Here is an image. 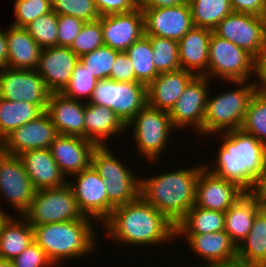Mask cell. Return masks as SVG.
Instances as JSON below:
<instances>
[{
	"mask_svg": "<svg viewBox=\"0 0 266 267\" xmlns=\"http://www.w3.org/2000/svg\"><path fill=\"white\" fill-rule=\"evenodd\" d=\"M102 225L107 230L105 237L125 245L143 247L176 238L175 224L141 196L115 207Z\"/></svg>",
	"mask_w": 266,
	"mask_h": 267,
	"instance_id": "cell-1",
	"label": "cell"
},
{
	"mask_svg": "<svg viewBox=\"0 0 266 267\" xmlns=\"http://www.w3.org/2000/svg\"><path fill=\"white\" fill-rule=\"evenodd\" d=\"M222 139L215 165L204 167L212 174L249 193L266 162V146L241 129L215 133ZM212 167V169H211Z\"/></svg>",
	"mask_w": 266,
	"mask_h": 267,
	"instance_id": "cell-2",
	"label": "cell"
},
{
	"mask_svg": "<svg viewBox=\"0 0 266 267\" xmlns=\"http://www.w3.org/2000/svg\"><path fill=\"white\" fill-rule=\"evenodd\" d=\"M197 166L140 178V196L176 225L195 204Z\"/></svg>",
	"mask_w": 266,
	"mask_h": 267,
	"instance_id": "cell-3",
	"label": "cell"
},
{
	"mask_svg": "<svg viewBox=\"0 0 266 267\" xmlns=\"http://www.w3.org/2000/svg\"><path fill=\"white\" fill-rule=\"evenodd\" d=\"M95 220L84 217L73 221L34 225V242L47 254L52 263L80 259L97 250ZM62 261V262H61ZM59 263V264H58Z\"/></svg>",
	"mask_w": 266,
	"mask_h": 267,
	"instance_id": "cell-4",
	"label": "cell"
},
{
	"mask_svg": "<svg viewBox=\"0 0 266 267\" xmlns=\"http://www.w3.org/2000/svg\"><path fill=\"white\" fill-rule=\"evenodd\" d=\"M238 88L218 94L214 97L208 94L203 129L199 134L213 135L242 127L248 103L257 91L255 83L251 81H231ZM242 86V87H240ZM212 97V98H210Z\"/></svg>",
	"mask_w": 266,
	"mask_h": 267,
	"instance_id": "cell-5",
	"label": "cell"
},
{
	"mask_svg": "<svg viewBox=\"0 0 266 267\" xmlns=\"http://www.w3.org/2000/svg\"><path fill=\"white\" fill-rule=\"evenodd\" d=\"M109 146H97L92 153L91 166L103 179L108 201L114 206L124 205L136 200L140 196V178L127 170L112 154Z\"/></svg>",
	"mask_w": 266,
	"mask_h": 267,
	"instance_id": "cell-6",
	"label": "cell"
},
{
	"mask_svg": "<svg viewBox=\"0 0 266 267\" xmlns=\"http://www.w3.org/2000/svg\"><path fill=\"white\" fill-rule=\"evenodd\" d=\"M32 227L82 219L71 186L36 190L27 210L21 215Z\"/></svg>",
	"mask_w": 266,
	"mask_h": 267,
	"instance_id": "cell-7",
	"label": "cell"
},
{
	"mask_svg": "<svg viewBox=\"0 0 266 267\" xmlns=\"http://www.w3.org/2000/svg\"><path fill=\"white\" fill-rule=\"evenodd\" d=\"M127 129H133V141L143 156L150 161L157 162L158 157L164 152L170 133L176 130L167 111L159 110L146 105L127 124Z\"/></svg>",
	"mask_w": 266,
	"mask_h": 267,
	"instance_id": "cell-8",
	"label": "cell"
},
{
	"mask_svg": "<svg viewBox=\"0 0 266 267\" xmlns=\"http://www.w3.org/2000/svg\"><path fill=\"white\" fill-rule=\"evenodd\" d=\"M254 73V57L246 50L212 32L208 52V69L204 75L228 81H248ZM250 77V78H249Z\"/></svg>",
	"mask_w": 266,
	"mask_h": 267,
	"instance_id": "cell-9",
	"label": "cell"
},
{
	"mask_svg": "<svg viewBox=\"0 0 266 267\" xmlns=\"http://www.w3.org/2000/svg\"><path fill=\"white\" fill-rule=\"evenodd\" d=\"M89 102L112 109L127 124L147 105V86L141 82L99 80Z\"/></svg>",
	"mask_w": 266,
	"mask_h": 267,
	"instance_id": "cell-10",
	"label": "cell"
},
{
	"mask_svg": "<svg viewBox=\"0 0 266 267\" xmlns=\"http://www.w3.org/2000/svg\"><path fill=\"white\" fill-rule=\"evenodd\" d=\"M73 175L74 181L67 183L72 188L79 210L83 216L98 221L102 226L115 208L108 201L103 179L92 166Z\"/></svg>",
	"mask_w": 266,
	"mask_h": 267,
	"instance_id": "cell-11",
	"label": "cell"
},
{
	"mask_svg": "<svg viewBox=\"0 0 266 267\" xmlns=\"http://www.w3.org/2000/svg\"><path fill=\"white\" fill-rule=\"evenodd\" d=\"M213 32L255 57L266 41V17L232 12L219 22Z\"/></svg>",
	"mask_w": 266,
	"mask_h": 267,
	"instance_id": "cell-12",
	"label": "cell"
},
{
	"mask_svg": "<svg viewBox=\"0 0 266 267\" xmlns=\"http://www.w3.org/2000/svg\"><path fill=\"white\" fill-rule=\"evenodd\" d=\"M51 92L36 70L0 69V97L8 101L24 100L46 110Z\"/></svg>",
	"mask_w": 266,
	"mask_h": 267,
	"instance_id": "cell-13",
	"label": "cell"
},
{
	"mask_svg": "<svg viewBox=\"0 0 266 267\" xmlns=\"http://www.w3.org/2000/svg\"><path fill=\"white\" fill-rule=\"evenodd\" d=\"M211 79L195 76L184 89L179 99L168 112L174 128L185 129L190 126L199 133L203 122ZM209 83V84H208Z\"/></svg>",
	"mask_w": 266,
	"mask_h": 267,
	"instance_id": "cell-14",
	"label": "cell"
},
{
	"mask_svg": "<svg viewBox=\"0 0 266 267\" xmlns=\"http://www.w3.org/2000/svg\"><path fill=\"white\" fill-rule=\"evenodd\" d=\"M35 189L19 156L0 150V195L21 216L33 200Z\"/></svg>",
	"mask_w": 266,
	"mask_h": 267,
	"instance_id": "cell-15",
	"label": "cell"
},
{
	"mask_svg": "<svg viewBox=\"0 0 266 267\" xmlns=\"http://www.w3.org/2000/svg\"><path fill=\"white\" fill-rule=\"evenodd\" d=\"M58 132L44 111L36 119L13 130L0 142V150L18 156L28 150L49 149Z\"/></svg>",
	"mask_w": 266,
	"mask_h": 267,
	"instance_id": "cell-16",
	"label": "cell"
},
{
	"mask_svg": "<svg viewBox=\"0 0 266 267\" xmlns=\"http://www.w3.org/2000/svg\"><path fill=\"white\" fill-rule=\"evenodd\" d=\"M141 9L146 36L168 38L178 42L193 27L189 4Z\"/></svg>",
	"mask_w": 266,
	"mask_h": 267,
	"instance_id": "cell-17",
	"label": "cell"
},
{
	"mask_svg": "<svg viewBox=\"0 0 266 267\" xmlns=\"http://www.w3.org/2000/svg\"><path fill=\"white\" fill-rule=\"evenodd\" d=\"M104 45L125 52L144 35V16L138 6L126 13L101 16Z\"/></svg>",
	"mask_w": 266,
	"mask_h": 267,
	"instance_id": "cell-18",
	"label": "cell"
},
{
	"mask_svg": "<svg viewBox=\"0 0 266 267\" xmlns=\"http://www.w3.org/2000/svg\"><path fill=\"white\" fill-rule=\"evenodd\" d=\"M79 57L70 47L42 48L36 71L51 93H61L68 85Z\"/></svg>",
	"mask_w": 266,
	"mask_h": 267,
	"instance_id": "cell-19",
	"label": "cell"
},
{
	"mask_svg": "<svg viewBox=\"0 0 266 267\" xmlns=\"http://www.w3.org/2000/svg\"><path fill=\"white\" fill-rule=\"evenodd\" d=\"M244 194L236 184L215 176L204 167L197 180L194 205L226 212Z\"/></svg>",
	"mask_w": 266,
	"mask_h": 267,
	"instance_id": "cell-20",
	"label": "cell"
},
{
	"mask_svg": "<svg viewBox=\"0 0 266 267\" xmlns=\"http://www.w3.org/2000/svg\"><path fill=\"white\" fill-rule=\"evenodd\" d=\"M96 147V144L83 137L58 135L49 149L60 171L66 177L89 168Z\"/></svg>",
	"mask_w": 266,
	"mask_h": 267,
	"instance_id": "cell-21",
	"label": "cell"
},
{
	"mask_svg": "<svg viewBox=\"0 0 266 267\" xmlns=\"http://www.w3.org/2000/svg\"><path fill=\"white\" fill-rule=\"evenodd\" d=\"M51 93L45 112L50 117L59 135L84 138L85 102Z\"/></svg>",
	"mask_w": 266,
	"mask_h": 267,
	"instance_id": "cell-22",
	"label": "cell"
},
{
	"mask_svg": "<svg viewBox=\"0 0 266 267\" xmlns=\"http://www.w3.org/2000/svg\"><path fill=\"white\" fill-rule=\"evenodd\" d=\"M196 75L184 69L160 73L147 85V105L169 112Z\"/></svg>",
	"mask_w": 266,
	"mask_h": 267,
	"instance_id": "cell-23",
	"label": "cell"
},
{
	"mask_svg": "<svg viewBox=\"0 0 266 267\" xmlns=\"http://www.w3.org/2000/svg\"><path fill=\"white\" fill-rule=\"evenodd\" d=\"M18 156L35 190L57 188L68 182L50 149L28 150Z\"/></svg>",
	"mask_w": 266,
	"mask_h": 267,
	"instance_id": "cell-24",
	"label": "cell"
},
{
	"mask_svg": "<svg viewBox=\"0 0 266 267\" xmlns=\"http://www.w3.org/2000/svg\"><path fill=\"white\" fill-rule=\"evenodd\" d=\"M84 117V139L92 141L97 146H106L105 141L110 136L114 138L123 131H128L120 117L106 106L86 101Z\"/></svg>",
	"mask_w": 266,
	"mask_h": 267,
	"instance_id": "cell-25",
	"label": "cell"
},
{
	"mask_svg": "<svg viewBox=\"0 0 266 267\" xmlns=\"http://www.w3.org/2000/svg\"><path fill=\"white\" fill-rule=\"evenodd\" d=\"M212 30L193 26L179 41L181 69L204 76L208 69V52ZM197 72V73H196Z\"/></svg>",
	"mask_w": 266,
	"mask_h": 267,
	"instance_id": "cell-26",
	"label": "cell"
},
{
	"mask_svg": "<svg viewBox=\"0 0 266 267\" xmlns=\"http://www.w3.org/2000/svg\"><path fill=\"white\" fill-rule=\"evenodd\" d=\"M185 236L188 247L194 254L209 264L223 262L237 257V246L224 231L213 233H176V237Z\"/></svg>",
	"mask_w": 266,
	"mask_h": 267,
	"instance_id": "cell-27",
	"label": "cell"
},
{
	"mask_svg": "<svg viewBox=\"0 0 266 267\" xmlns=\"http://www.w3.org/2000/svg\"><path fill=\"white\" fill-rule=\"evenodd\" d=\"M6 29L7 67L36 70L42 48L32 38L25 27L10 25Z\"/></svg>",
	"mask_w": 266,
	"mask_h": 267,
	"instance_id": "cell-28",
	"label": "cell"
},
{
	"mask_svg": "<svg viewBox=\"0 0 266 267\" xmlns=\"http://www.w3.org/2000/svg\"><path fill=\"white\" fill-rule=\"evenodd\" d=\"M19 218L18 221L13 215H6L0 221L1 259L12 260L34 242L32 226L22 216Z\"/></svg>",
	"mask_w": 266,
	"mask_h": 267,
	"instance_id": "cell-29",
	"label": "cell"
},
{
	"mask_svg": "<svg viewBox=\"0 0 266 267\" xmlns=\"http://www.w3.org/2000/svg\"><path fill=\"white\" fill-rule=\"evenodd\" d=\"M259 212V203L249 193H245L225 212L224 231L236 246L248 235Z\"/></svg>",
	"mask_w": 266,
	"mask_h": 267,
	"instance_id": "cell-30",
	"label": "cell"
},
{
	"mask_svg": "<svg viewBox=\"0 0 266 267\" xmlns=\"http://www.w3.org/2000/svg\"><path fill=\"white\" fill-rule=\"evenodd\" d=\"M44 111L24 100L8 101L0 97V142L13 130L36 119Z\"/></svg>",
	"mask_w": 266,
	"mask_h": 267,
	"instance_id": "cell-31",
	"label": "cell"
},
{
	"mask_svg": "<svg viewBox=\"0 0 266 267\" xmlns=\"http://www.w3.org/2000/svg\"><path fill=\"white\" fill-rule=\"evenodd\" d=\"M176 233H213L225 229V212L193 206L175 225Z\"/></svg>",
	"mask_w": 266,
	"mask_h": 267,
	"instance_id": "cell-32",
	"label": "cell"
},
{
	"mask_svg": "<svg viewBox=\"0 0 266 267\" xmlns=\"http://www.w3.org/2000/svg\"><path fill=\"white\" fill-rule=\"evenodd\" d=\"M237 257L256 264L266 263V216L261 211L248 235L238 244Z\"/></svg>",
	"mask_w": 266,
	"mask_h": 267,
	"instance_id": "cell-33",
	"label": "cell"
},
{
	"mask_svg": "<svg viewBox=\"0 0 266 267\" xmlns=\"http://www.w3.org/2000/svg\"><path fill=\"white\" fill-rule=\"evenodd\" d=\"M189 6L193 26L212 31L233 12L230 0H190Z\"/></svg>",
	"mask_w": 266,
	"mask_h": 267,
	"instance_id": "cell-34",
	"label": "cell"
},
{
	"mask_svg": "<svg viewBox=\"0 0 266 267\" xmlns=\"http://www.w3.org/2000/svg\"><path fill=\"white\" fill-rule=\"evenodd\" d=\"M125 53L132 62L136 82H141L147 86L159 75L153 62V48L146 35L135 41Z\"/></svg>",
	"mask_w": 266,
	"mask_h": 267,
	"instance_id": "cell-35",
	"label": "cell"
},
{
	"mask_svg": "<svg viewBox=\"0 0 266 267\" xmlns=\"http://www.w3.org/2000/svg\"><path fill=\"white\" fill-rule=\"evenodd\" d=\"M241 130L266 146V92L256 91L251 97Z\"/></svg>",
	"mask_w": 266,
	"mask_h": 267,
	"instance_id": "cell-36",
	"label": "cell"
},
{
	"mask_svg": "<svg viewBox=\"0 0 266 267\" xmlns=\"http://www.w3.org/2000/svg\"><path fill=\"white\" fill-rule=\"evenodd\" d=\"M147 37L153 48V62L159 74L181 68L177 41L156 36Z\"/></svg>",
	"mask_w": 266,
	"mask_h": 267,
	"instance_id": "cell-37",
	"label": "cell"
},
{
	"mask_svg": "<svg viewBox=\"0 0 266 267\" xmlns=\"http://www.w3.org/2000/svg\"><path fill=\"white\" fill-rule=\"evenodd\" d=\"M119 51L109 46H101L79 58L85 68L99 81L110 79L112 65Z\"/></svg>",
	"mask_w": 266,
	"mask_h": 267,
	"instance_id": "cell-38",
	"label": "cell"
},
{
	"mask_svg": "<svg viewBox=\"0 0 266 267\" xmlns=\"http://www.w3.org/2000/svg\"><path fill=\"white\" fill-rule=\"evenodd\" d=\"M58 15L52 10L38 17L25 28L41 48L58 45Z\"/></svg>",
	"mask_w": 266,
	"mask_h": 267,
	"instance_id": "cell-39",
	"label": "cell"
},
{
	"mask_svg": "<svg viewBox=\"0 0 266 267\" xmlns=\"http://www.w3.org/2000/svg\"><path fill=\"white\" fill-rule=\"evenodd\" d=\"M97 81L98 80L87 70V68L78 61L72 72L68 85L61 93L70 99L80 101L85 97L86 99L88 98L87 100L89 102Z\"/></svg>",
	"mask_w": 266,
	"mask_h": 267,
	"instance_id": "cell-40",
	"label": "cell"
},
{
	"mask_svg": "<svg viewBox=\"0 0 266 267\" xmlns=\"http://www.w3.org/2000/svg\"><path fill=\"white\" fill-rule=\"evenodd\" d=\"M104 45L101 17L94 21L85 22L77 34L70 49L80 58Z\"/></svg>",
	"mask_w": 266,
	"mask_h": 267,
	"instance_id": "cell-41",
	"label": "cell"
},
{
	"mask_svg": "<svg viewBox=\"0 0 266 267\" xmlns=\"http://www.w3.org/2000/svg\"><path fill=\"white\" fill-rule=\"evenodd\" d=\"M51 3L57 15L74 16L84 22L101 17L94 0H51Z\"/></svg>",
	"mask_w": 266,
	"mask_h": 267,
	"instance_id": "cell-42",
	"label": "cell"
},
{
	"mask_svg": "<svg viewBox=\"0 0 266 267\" xmlns=\"http://www.w3.org/2000/svg\"><path fill=\"white\" fill-rule=\"evenodd\" d=\"M52 11L51 0H15V21L11 25L26 27L38 17Z\"/></svg>",
	"mask_w": 266,
	"mask_h": 267,
	"instance_id": "cell-43",
	"label": "cell"
},
{
	"mask_svg": "<svg viewBox=\"0 0 266 267\" xmlns=\"http://www.w3.org/2000/svg\"><path fill=\"white\" fill-rule=\"evenodd\" d=\"M11 261L14 267H56L44 250L35 242H32Z\"/></svg>",
	"mask_w": 266,
	"mask_h": 267,
	"instance_id": "cell-44",
	"label": "cell"
},
{
	"mask_svg": "<svg viewBox=\"0 0 266 267\" xmlns=\"http://www.w3.org/2000/svg\"><path fill=\"white\" fill-rule=\"evenodd\" d=\"M84 23L74 16L58 15V46L70 47Z\"/></svg>",
	"mask_w": 266,
	"mask_h": 267,
	"instance_id": "cell-45",
	"label": "cell"
},
{
	"mask_svg": "<svg viewBox=\"0 0 266 267\" xmlns=\"http://www.w3.org/2000/svg\"><path fill=\"white\" fill-rule=\"evenodd\" d=\"M110 79L118 82H136L135 70L125 52H119L112 65Z\"/></svg>",
	"mask_w": 266,
	"mask_h": 267,
	"instance_id": "cell-46",
	"label": "cell"
},
{
	"mask_svg": "<svg viewBox=\"0 0 266 267\" xmlns=\"http://www.w3.org/2000/svg\"><path fill=\"white\" fill-rule=\"evenodd\" d=\"M101 16L115 13H126L138 7L134 0H94Z\"/></svg>",
	"mask_w": 266,
	"mask_h": 267,
	"instance_id": "cell-47",
	"label": "cell"
},
{
	"mask_svg": "<svg viewBox=\"0 0 266 267\" xmlns=\"http://www.w3.org/2000/svg\"><path fill=\"white\" fill-rule=\"evenodd\" d=\"M233 12L266 17V2L264 0H230Z\"/></svg>",
	"mask_w": 266,
	"mask_h": 267,
	"instance_id": "cell-48",
	"label": "cell"
},
{
	"mask_svg": "<svg viewBox=\"0 0 266 267\" xmlns=\"http://www.w3.org/2000/svg\"><path fill=\"white\" fill-rule=\"evenodd\" d=\"M254 74L258 77V82L253 81L257 91L266 92V41L254 57Z\"/></svg>",
	"mask_w": 266,
	"mask_h": 267,
	"instance_id": "cell-49",
	"label": "cell"
},
{
	"mask_svg": "<svg viewBox=\"0 0 266 267\" xmlns=\"http://www.w3.org/2000/svg\"><path fill=\"white\" fill-rule=\"evenodd\" d=\"M249 194L259 203L266 200V162Z\"/></svg>",
	"mask_w": 266,
	"mask_h": 267,
	"instance_id": "cell-50",
	"label": "cell"
},
{
	"mask_svg": "<svg viewBox=\"0 0 266 267\" xmlns=\"http://www.w3.org/2000/svg\"><path fill=\"white\" fill-rule=\"evenodd\" d=\"M190 0H139L140 8L173 7L181 4H189Z\"/></svg>",
	"mask_w": 266,
	"mask_h": 267,
	"instance_id": "cell-51",
	"label": "cell"
},
{
	"mask_svg": "<svg viewBox=\"0 0 266 267\" xmlns=\"http://www.w3.org/2000/svg\"><path fill=\"white\" fill-rule=\"evenodd\" d=\"M192 267H194V266H192ZM195 267H198V265ZM204 267H259V264L252 263V262L247 261V260H243L239 257H235L233 259L226 260L223 262L209 264V265H206Z\"/></svg>",
	"mask_w": 266,
	"mask_h": 267,
	"instance_id": "cell-52",
	"label": "cell"
},
{
	"mask_svg": "<svg viewBox=\"0 0 266 267\" xmlns=\"http://www.w3.org/2000/svg\"><path fill=\"white\" fill-rule=\"evenodd\" d=\"M8 51L6 30L0 29V69L7 67Z\"/></svg>",
	"mask_w": 266,
	"mask_h": 267,
	"instance_id": "cell-53",
	"label": "cell"
},
{
	"mask_svg": "<svg viewBox=\"0 0 266 267\" xmlns=\"http://www.w3.org/2000/svg\"><path fill=\"white\" fill-rule=\"evenodd\" d=\"M0 267H14L11 260L0 258Z\"/></svg>",
	"mask_w": 266,
	"mask_h": 267,
	"instance_id": "cell-54",
	"label": "cell"
},
{
	"mask_svg": "<svg viewBox=\"0 0 266 267\" xmlns=\"http://www.w3.org/2000/svg\"><path fill=\"white\" fill-rule=\"evenodd\" d=\"M260 211L266 216V200L259 202Z\"/></svg>",
	"mask_w": 266,
	"mask_h": 267,
	"instance_id": "cell-55",
	"label": "cell"
},
{
	"mask_svg": "<svg viewBox=\"0 0 266 267\" xmlns=\"http://www.w3.org/2000/svg\"><path fill=\"white\" fill-rule=\"evenodd\" d=\"M6 215H10V214L4 212V211L2 210V208H0V221H1Z\"/></svg>",
	"mask_w": 266,
	"mask_h": 267,
	"instance_id": "cell-56",
	"label": "cell"
},
{
	"mask_svg": "<svg viewBox=\"0 0 266 267\" xmlns=\"http://www.w3.org/2000/svg\"><path fill=\"white\" fill-rule=\"evenodd\" d=\"M259 267H266V263H264V264H259Z\"/></svg>",
	"mask_w": 266,
	"mask_h": 267,
	"instance_id": "cell-57",
	"label": "cell"
}]
</instances>
